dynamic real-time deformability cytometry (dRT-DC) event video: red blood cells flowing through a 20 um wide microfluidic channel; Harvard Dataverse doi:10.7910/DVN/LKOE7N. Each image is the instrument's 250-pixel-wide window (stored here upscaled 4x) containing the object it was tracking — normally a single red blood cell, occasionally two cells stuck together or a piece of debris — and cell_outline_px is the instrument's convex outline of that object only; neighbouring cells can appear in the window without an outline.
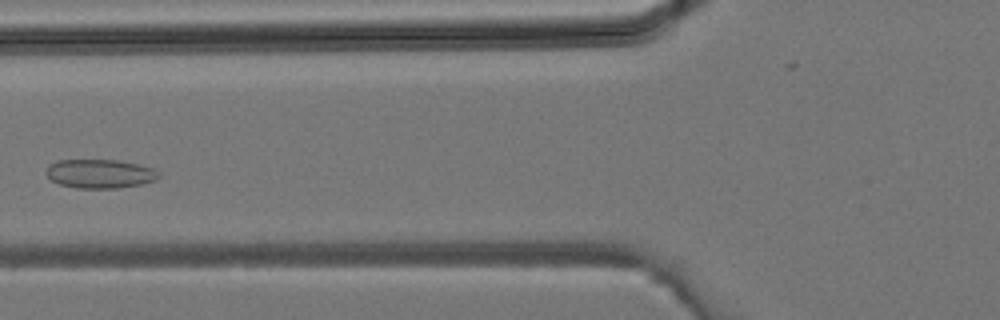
{"species": "common noctule bat (a hibernating species)", "species_latin": "Nyctalus noctula", "temperature_condition": "room temperature", "stored_images_in_passage": 33, "camera_frame_rate_fps": 3000, "um_per_image_px": 0.085, "animal": {"sex": "male", "body_mass_g": 19.2, "forearm_length_mm": 51.8}, "frame": {"image": 1, "passage_image": 10, "time_ms": 3.0, "image_size_px": [1000, 320], "cell_outline_px": [[160, 176], [156, 180], [140, 184], [116, 188], [76, 188], [60, 184], [52, 180], [48, 176], [48, 164], [56, 160], [116, 160], [156, 168], [160, 172]], "centroid_in_image_um": [8.53, 14.76], "position_along_channel_um": 117.3, "area_um2": 18.9}}
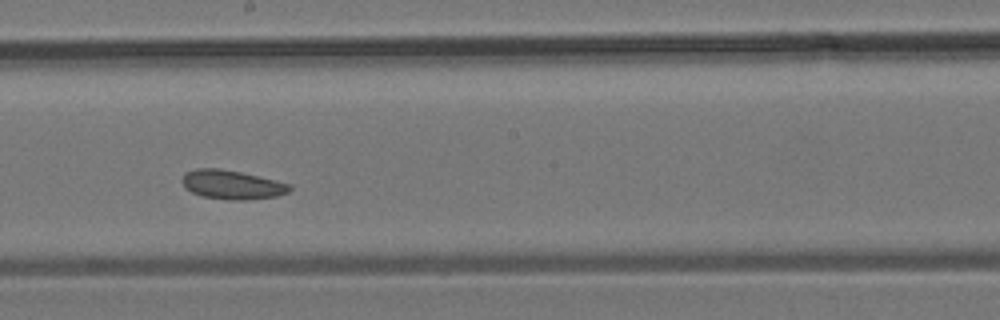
{"frame": {"image": 2, "passage_image": 16, "time_ms": 5.0, "image_size_px": [1000, 320], "cell_outline_px": [[292, 188], [288, 192], [276, 196], [248, 200], [228, 200], [200, 196], [184, 188], [180, 180], [184, 172], [196, 168], [220, 168], [240, 172], [292, 184]], "centroid_in_image_um": [19.67, 15.7], "position_along_channel_um": 228.5, "area_um2": 18.44}}
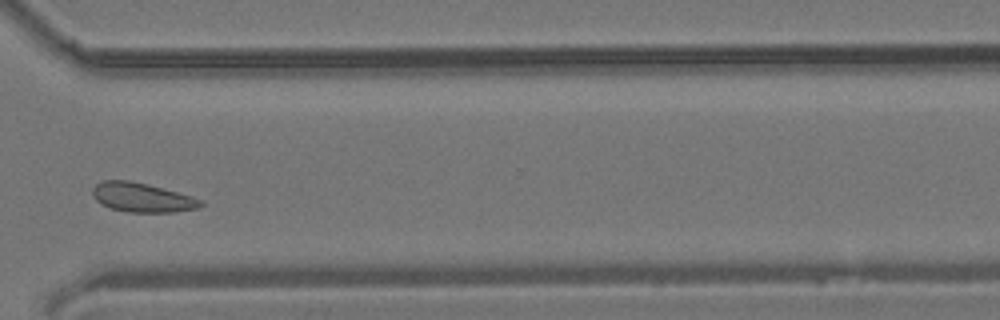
{"frame": {"image": 3, "passage_image": 23, "time_ms": 7.333, "image_size_px": [1000, 320], "cell_outline_px": [[204, 204], [196, 208], [172, 212], [128, 212], [112, 208], [100, 204], [96, 200], [92, 192], [92, 188], [96, 184], [104, 180], [128, 180], [148, 184], [192, 196], [204, 200]], "centroid_in_image_um": [12.08, 16.78], "position_along_channel_um": 358.5, "area_um2": 18.38}}